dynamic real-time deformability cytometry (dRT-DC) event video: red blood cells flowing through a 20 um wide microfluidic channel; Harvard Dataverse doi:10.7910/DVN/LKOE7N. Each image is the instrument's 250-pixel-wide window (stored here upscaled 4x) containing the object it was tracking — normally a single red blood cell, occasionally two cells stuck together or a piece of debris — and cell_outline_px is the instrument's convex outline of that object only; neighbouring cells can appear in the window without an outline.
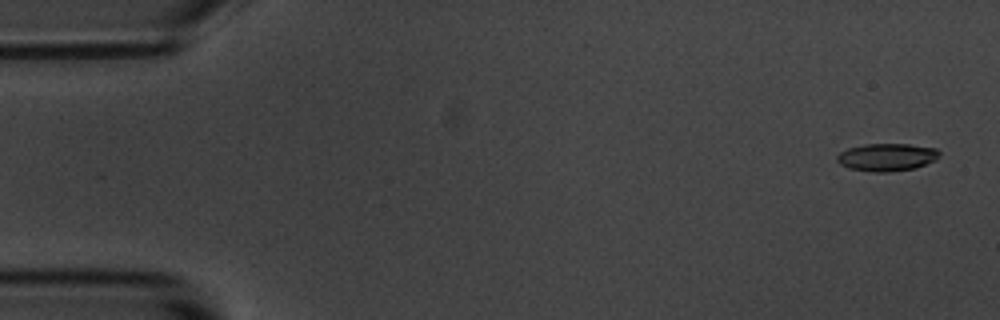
{"species": "common noctule bat (a hibernating species)", "species_latin": "Nyctalus noctula", "temperature_condition": "room temperature", "stored_images_in_passage": 55, "camera_frame_rate_fps": 3000, "um_per_image_px": 0.085, "animal": {"sex": "male", "body_mass_g": 20.1, "forearm_length_mm": 53.5}, "frame": {"image": 1, "passage_image": 2, "time_ms": 0.333, "image_size_px": [1000, 320], "cell_outline_px": [[940, 156], [936, 160], [916, 168], [888, 172], [872, 172], [848, 168], [840, 164], [836, 160], [836, 156], [840, 152], [848, 148], [864, 144], [908, 144], [936, 148], [940, 152]], "centroid_in_image_um": [75.38, 13.36], "position_along_channel_um": 9.6, "area_um2": 16.65}}
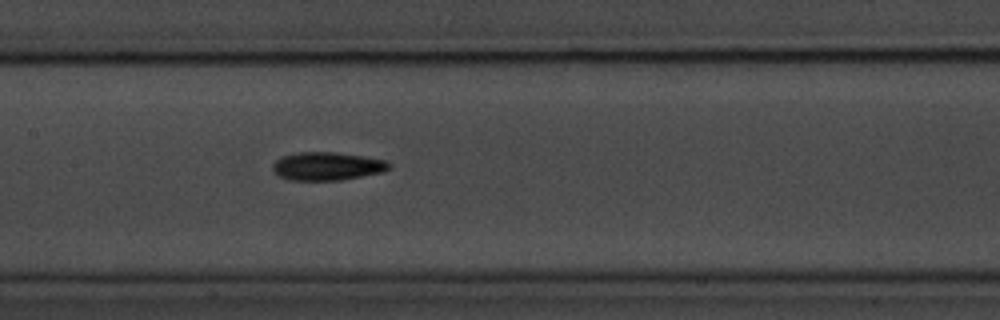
{"frame": {"image": 2, "passage_image": 26, "time_ms": 8.333, "image_size_px": [1000, 320], "cell_outline_px": [[392, 168], [384, 172], [340, 180], [288, 180], [280, 176], [272, 168], [272, 164], [280, 156], [296, 152], [336, 152], [364, 156], [388, 160], [392, 164]], "centroid_in_image_um": [27.85, 14.11], "position_along_channel_um": 179.5, "area_um2": 19.42}}
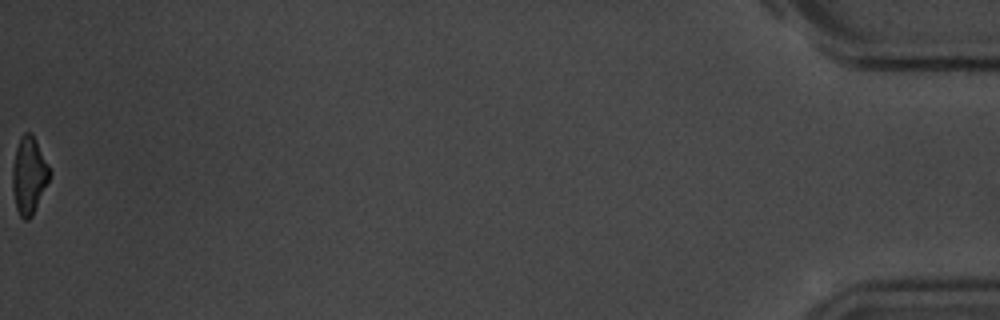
{"frame": {"image": 3, "passage_image": 55, "time_ms": 18.0, "image_size_px": [1000, 320], "cell_outline_px": [[52, 172], [32, 216], [28, 220], [24, 220], [20, 216], [16, 208], [12, 188], [12, 168], [16, 148], [20, 136], [24, 132], [32, 132]], "centroid_in_image_um": [2.45, 14.89], "position_along_channel_um": 432.7, "area_um2": 16.7}, "authors_computed_cell_mechanics": {"area_um2": 17.8024, "velocity_mm_per_s": 3.6768, "shape_relaxation_time_tau1_ms": 2.5249, "shape_relaxation_time_tau2_ms": 7.6729, "deformation_change_tau1": 0.123, "deformation_change_tau2": 0.1708}}